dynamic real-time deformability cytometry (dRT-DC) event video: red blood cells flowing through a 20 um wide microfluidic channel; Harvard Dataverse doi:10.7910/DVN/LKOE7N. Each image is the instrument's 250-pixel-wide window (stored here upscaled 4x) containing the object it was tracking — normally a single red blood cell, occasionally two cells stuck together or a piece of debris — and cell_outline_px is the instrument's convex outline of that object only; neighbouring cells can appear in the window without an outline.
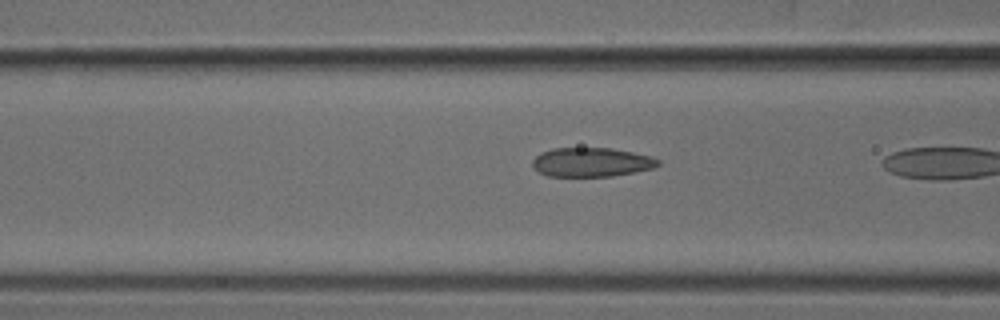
{"species": "common noctule bat (a hibernating species)", "species_latin": "Nyctalus noctula", "temperature_condition": "cold", "stored_images_in_passage": 8, "camera_frame_rate_fps": 3000, "um_per_image_px": 0.085, "animal": {"sex": "male", "body_mass_g": 18.8}, "frame": {"image": 1, "passage_image": 7, "time_ms": 2.0, "image_size_px": [1000, 320], "cell_outline_px": [[660, 164], [652, 168], [636, 172], [612, 176], [548, 176], [532, 168], [532, 160], [540, 152], [552, 148], [612, 148], [652, 156], [660, 160]], "centroid_in_image_um": [50.26, 13.78], "position_along_channel_um": 116.3, "area_um2": 21.44}}